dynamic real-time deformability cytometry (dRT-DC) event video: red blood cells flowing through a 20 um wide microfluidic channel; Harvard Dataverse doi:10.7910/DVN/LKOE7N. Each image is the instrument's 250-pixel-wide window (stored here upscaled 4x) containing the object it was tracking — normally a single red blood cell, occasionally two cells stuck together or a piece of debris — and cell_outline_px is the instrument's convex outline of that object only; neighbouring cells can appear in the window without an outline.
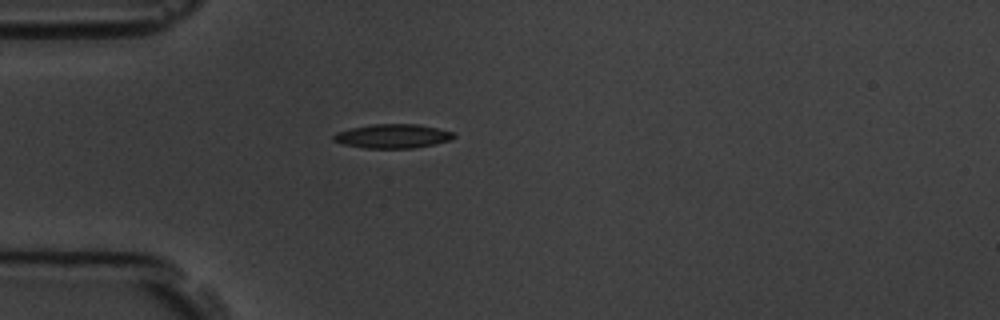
{"species": "common noctule bat (a hibernating species)", "species_latin": "Nyctalus noctula", "temperature_condition": "room temperature", "stored_images_in_passage": 1, "camera_frame_rate_fps": 3000, "um_per_image_px": 0.085, "animal": {"sex": "male", "body_mass_g": 19.5, "forearm_length_mm": 54.6}, "frame": {"image": 1, "passage_image": 1, "time_ms": 0.0, "image_size_px": [1000, 320], "cell_outline_px": [[456, 136], [448, 140], [436, 144], [412, 148], [364, 148], [344, 144], [332, 140], [332, 136], [336, 132], [352, 128], [372, 124], [416, 124], [436, 128], [452, 132]], "centroid_in_image_um": [33.34, 11.57], "position_along_channel_um": 51.7, "area_um2": 16.7}}